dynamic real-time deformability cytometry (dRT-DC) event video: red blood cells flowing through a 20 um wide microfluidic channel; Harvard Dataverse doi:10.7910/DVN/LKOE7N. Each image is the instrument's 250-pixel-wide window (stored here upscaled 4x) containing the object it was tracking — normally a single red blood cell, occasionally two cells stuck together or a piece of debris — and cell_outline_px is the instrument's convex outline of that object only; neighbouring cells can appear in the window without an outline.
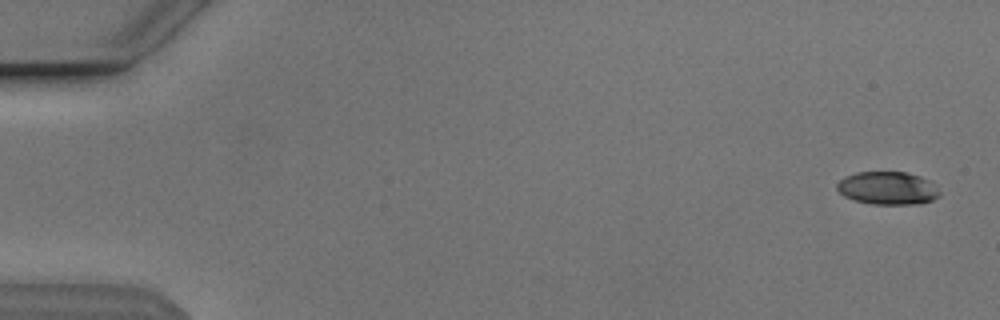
{"species": "Egyptian fruit bat (a non-hibernating species)", "species_latin": "Rousettus aegyptiacus", "temperature_condition": "cold", "stored_images_in_passage": 53, "camera_frame_rate_fps": 3000, "um_per_image_px": 0.085, "animal": {"sex": "male"}, "frame": {"image": 1, "passage_image": 2, "time_ms": 0.333, "image_size_px": [1000, 320], "cell_outline_px": [[940, 196], [932, 200], [920, 204], [872, 204], [852, 200], [844, 196], [836, 188], [836, 184], [844, 176], [856, 172], [908, 172], [920, 176], [928, 180], [940, 192]], "centroid_in_image_um": [75.43, 15.99], "position_along_channel_um": 9.6, "area_um2": 19.83}}
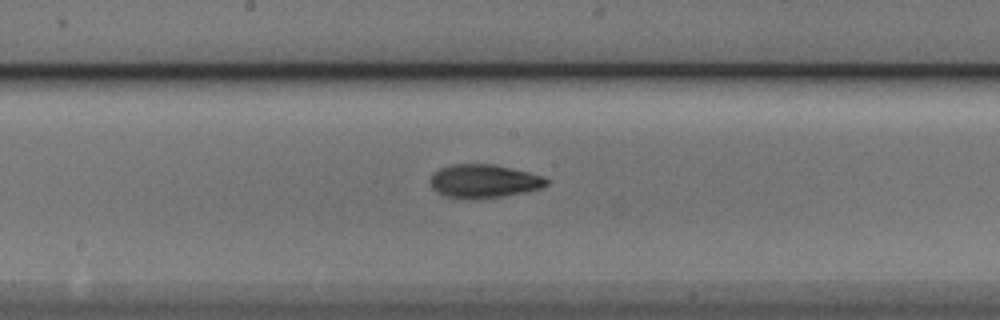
{"frame": {"image": 2, "passage_image": 29, "time_ms": 9.333, "image_size_px": [1000, 320], "cell_outline_px": [[552, 180], [544, 188], [524, 192], [476, 200], [444, 196], [436, 192], [432, 188], [428, 180], [432, 172], [440, 168], [452, 164], [496, 164], [544, 176]], "centroid_in_image_um": [41.12, 15.4], "position_along_channel_um": 207.1, "area_um2": 23.18}}
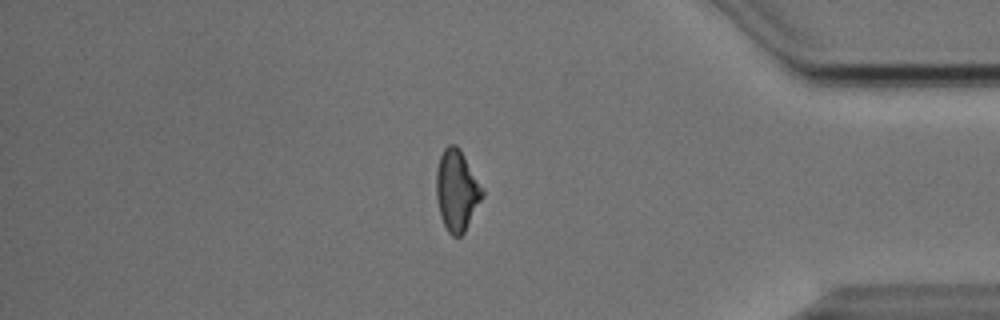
{"frame": {"image": 3, "passage_image": 46, "time_ms": 15.0, "image_size_px": [1000, 320], "cell_outline_px": [[484, 192], [464, 232], [460, 236], [452, 236], [448, 232], [440, 216], [436, 196], [436, 168], [440, 156], [444, 148], [448, 144], [456, 144], [460, 148], [484, 188]], "centroid_in_image_um": [38.81, 16.14], "position_along_channel_um": 396.4, "area_um2": 21.73}, "authors_computed_cell_mechanics": {"area_um2": 21.2704, "velocity_mm_per_s": 3.8409, "shape_relaxation_time_tau1_ms": 4.434, "shape_relaxation_time_tau2_ms": 4.8656, "deformation_change_tau1": 0.1517, "deformation_change_tau2": 0.135}}